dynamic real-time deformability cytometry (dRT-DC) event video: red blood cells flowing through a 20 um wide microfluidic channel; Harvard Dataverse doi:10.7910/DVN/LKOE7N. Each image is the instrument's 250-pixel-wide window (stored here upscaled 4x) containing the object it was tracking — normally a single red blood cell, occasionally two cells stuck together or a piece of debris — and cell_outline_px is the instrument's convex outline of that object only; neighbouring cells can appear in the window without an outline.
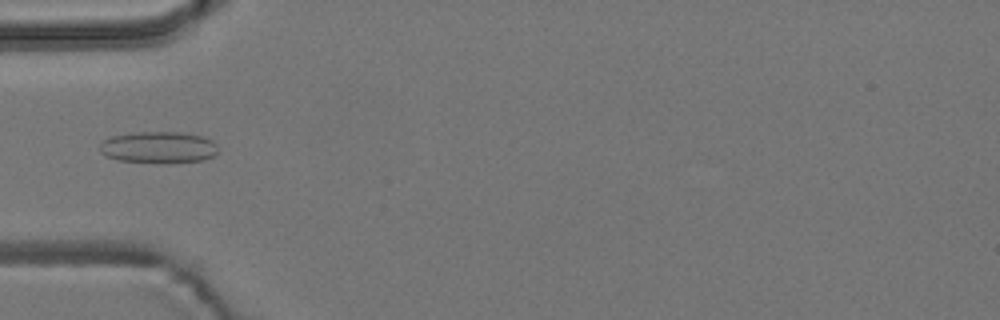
{"species": "common noctule bat (a hibernating species)", "species_latin": "Nyctalus noctula", "temperature_condition": "room temperature", "stored_images_in_passage": 6, "camera_frame_rate_fps": 3000, "um_per_image_px": 0.085, "animal": {"sex": "male", "body_mass_g": 19.2, "forearm_length_mm": 51.8}, "frame": {"image": 1, "passage_image": 6, "time_ms": 5.667, "image_size_px": [1000, 320], "cell_outline_px": [[216, 152], [212, 156], [204, 160], [164, 164], [120, 160], [104, 156], [100, 152], [100, 144], [104, 140], [112, 136], [132, 132], [184, 132], [204, 136], [212, 140], [216, 144]], "centroid_in_image_um": [13.47, 12.53], "position_along_channel_um": 71.5, "area_um2": 22.14}}